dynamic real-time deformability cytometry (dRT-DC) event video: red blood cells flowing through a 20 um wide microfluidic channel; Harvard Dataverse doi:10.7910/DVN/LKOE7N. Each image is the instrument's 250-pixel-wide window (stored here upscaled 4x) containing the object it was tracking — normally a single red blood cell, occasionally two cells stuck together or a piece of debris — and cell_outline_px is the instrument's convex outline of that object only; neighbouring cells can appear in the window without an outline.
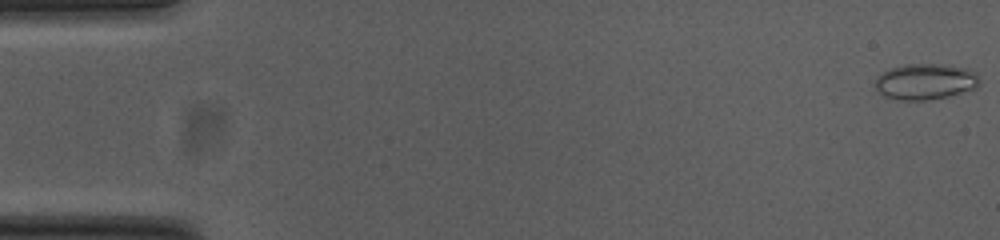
{"species": "common noctule bat (a hibernating species)", "species_latin": "Nyctalus noctula", "temperature_condition": "cold", "stored_images_in_passage": 13, "camera_frame_rate_fps": 3000, "um_per_image_px": 0.085, "animal": {"sex": "female", "body_mass_g": 23.0, "forearm_length_mm": 53.4}, "frame": {"image": 1, "passage_image": 1, "time_ms": 0.0, "image_size_px": [1000, 240], "cell_outline_px": [[980, 84], [976, 88], [948, 96], [924, 100], [896, 100], [884, 96], [876, 88], [876, 80], [880, 72], [904, 64], [936, 64], [968, 68], [976, 72], [980, 80]], "centroid_in_image_um": [78.67, 6.93], "position_along_channel_um": 6.3, "area_um2": 21.85}}